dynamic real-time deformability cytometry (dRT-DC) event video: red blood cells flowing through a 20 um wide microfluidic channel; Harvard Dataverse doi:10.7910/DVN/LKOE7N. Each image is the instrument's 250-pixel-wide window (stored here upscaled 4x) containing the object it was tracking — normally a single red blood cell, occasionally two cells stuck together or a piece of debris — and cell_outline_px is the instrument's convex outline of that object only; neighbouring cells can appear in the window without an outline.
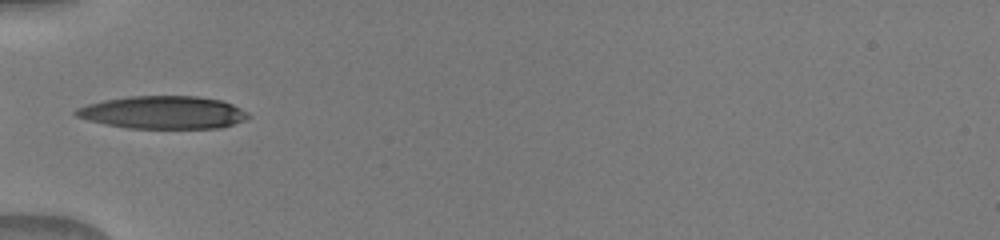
{"species": "human", "species_latin": "Homo sapiens", "temperature_condition": "warm", "stored_images_in_passage": 33, "camera_frame_rate_fps": 3000, "um_per_image_px": 0.085, "donor": {"sex": "male"}, "frame": {"image": 1, "passage_image": 1, "time_ms": 0.0, "image_size_px": [1000, 240], "cell_outline_px": [[252, 116], [244, 120], [220, 128], [128, 128], [88, 120], [76, 116], [72, 112], [76, 108], [88, 104], [104, 100], [128, 96], [196, 96], [220, 100], [232, 104], [248, 112]], "centroid_in_image_um": [13.87, 9.55], "position_along_channel_um": 71.1, "area_um2": 32.83}}
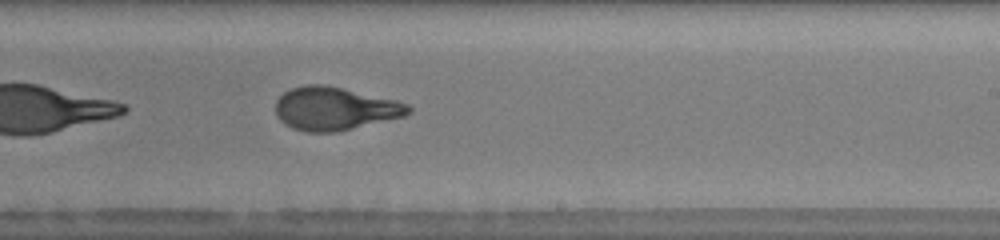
{"frame": {"image": 2, "passage_image": 15, "time_ms": 4.667, "image_size_px": [1000, 240], "cell_outline_px": [[412, 112], [404, 116], [336, 132], [308, 132], [292, 128], [284, 124], [276, 116], [276, 100], [284, 92], [292, 88], [308, 84], [324, 84], [396, 100], [408, 104], [412, 108]], "centroid_in_image_um": [28.44, 9.23], "position_along_channel_um": 260.6, "area_um2": 33.29}}